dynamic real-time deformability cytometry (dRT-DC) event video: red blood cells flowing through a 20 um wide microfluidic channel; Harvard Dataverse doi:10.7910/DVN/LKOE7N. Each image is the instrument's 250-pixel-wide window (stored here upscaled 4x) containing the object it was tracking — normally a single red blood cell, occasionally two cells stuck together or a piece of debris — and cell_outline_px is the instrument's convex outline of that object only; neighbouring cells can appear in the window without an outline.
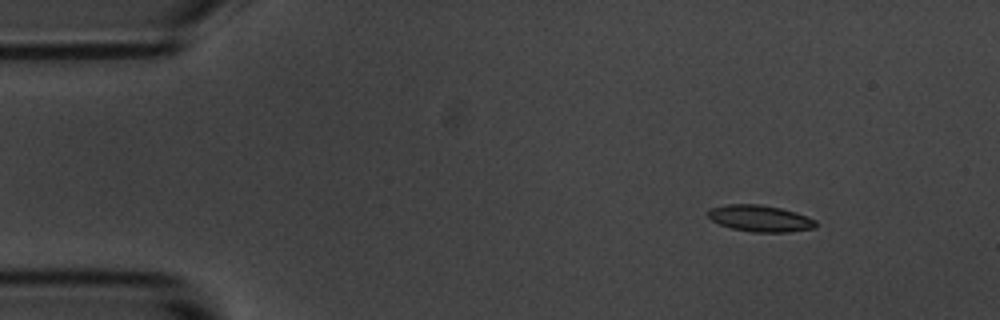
{"species": "common noctule bat (a hibernating species)", "species_latin": "Nyctalus noctula", "temperature_condition": "room temperature", "stored_images_in_passage": 7, "camera_frame_rate_fps": 3000, "um_per_image_px": 0.085, "animal": {"sex": "male", "body_mass_g": 20.1, "forearm_length_mm": 53.5}, "frame": {"image": 1, "passage_image": 1, "time_ms": 0.0, "image_size_px": [1000, 320], "cell_outline_px": [[816, 228], [788, 232], [752, 232], [732, 228], [720, 224], [712, 220], [708, 216], [708, 208], [728, 204], [760, 204], [780, 208], [796, 212], [816, 220]], "centroid_in_image_um": [64.61, 18.56], "position_along_channel_um": 20.4, "area_um2": 16.65}}
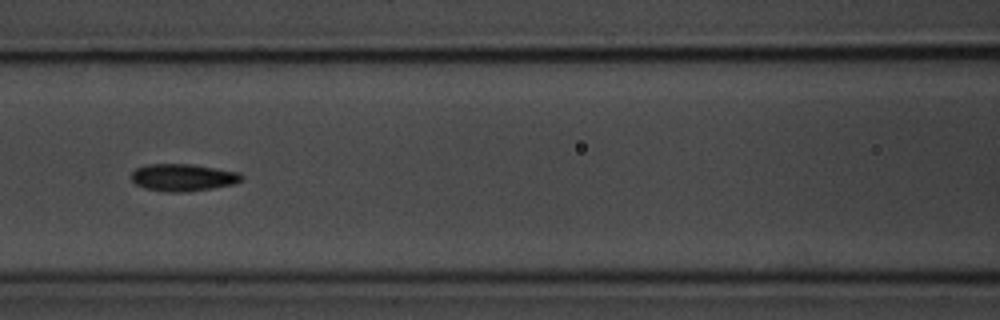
{"frame": {"image": 2, "passage_image": 6, "time_ms": 6.0, "image_size_px": [1000, 320], "cell_outline_px": [[244, 176], [240, 180], [232, 184], [212, 188], [188, 192], [168, 192], [144, 188], [136, 184], [132, 180], [132, 172], [136, 168], [148, 164], [192, 164], [240, 172]], "centroid_in_image_um": [15.55, 15.08], "position_along_channel_um": 151.1, "area_um2": 17.46}}
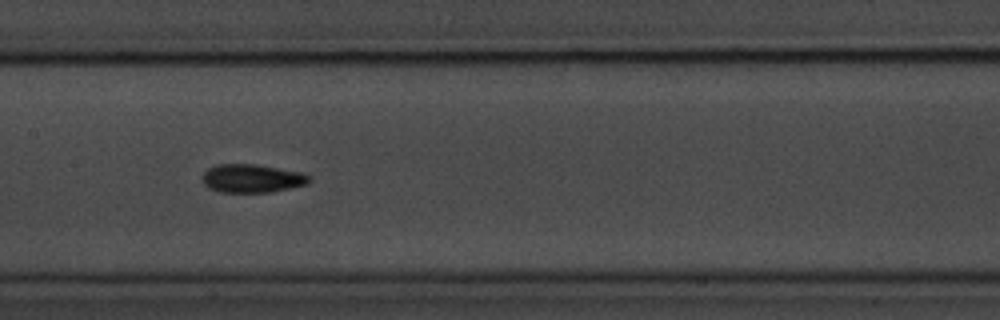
{"frame": {"image": 3, "passage_image": 7, "time_ms": 7.0, "image_size_px": [1000, 320], "cell_outline_px": [[312, 180], [308, 184], [272, 192], [220, 192], [208, 188], [200, 180], [204, 172], [208, 168], [216, 164], [256, 164], [304, 172], [312, 176]], "centroid_in_image_um": [21.44, 15.16], "position_along_channel_um": 186.0, "area_um2": 18.09}}